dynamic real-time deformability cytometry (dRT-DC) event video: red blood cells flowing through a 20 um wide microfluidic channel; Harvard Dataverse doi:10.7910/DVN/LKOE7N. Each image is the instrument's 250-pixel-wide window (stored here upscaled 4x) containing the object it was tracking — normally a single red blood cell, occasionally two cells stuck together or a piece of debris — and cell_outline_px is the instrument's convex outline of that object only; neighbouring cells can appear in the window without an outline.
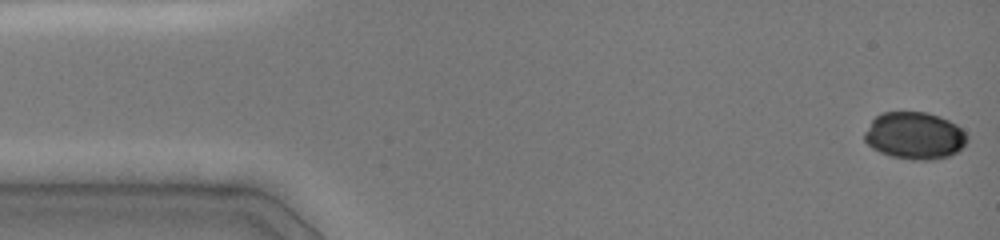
{"species": "common noctule bat (a hibernating species)", "species_latin": "Nyctalus noctula", "temperature_condition": "cold", "stored_images_in_passage": 42, "camera_frame_rate_fps": 3000, "um_per_image_px": 0.085, "animal": {"sex": "female", "body_mass_g": 19.0, "forearm_length_mm": 51.5}, "frame": {"image": 1, "passage_image": 1, "time_ms": 0.0, "image_size_px": [1000, 240], "cell_outline_px": [[968, 140], [956, 152], [948, 156], [932, 160], [912, 160], [892, 156], [880, 152], [872, 148], [864, 140], [864, 132], [872, 120], [876, 116], [884, 112], [928, 112], [940, 116], [956, 124], [968, 136]], "centroid_in_image_um": [77.73, 11.53], "position_along_channel_um": 7.3, "area_um2": 28.21}}
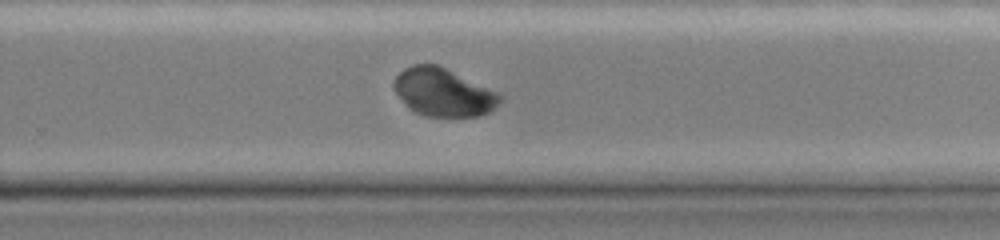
{"frame": {"image": 2, "passage_image": 34, "time_ms": 10.0, "image_size_px": [1000, 240], "cell_outline_px": [[504, 100], [488, 112], [476, 116], [424, 116], [408, 108], [392, 88], [392, 84], [396, 76], [404, 68], [412, 64], [436, 64], [496, 92], [504, 96]], "centroid_in_image_um": [37.64, 7.85], "position_along_channel_um": 292.2, "area_um2": 29.36}}
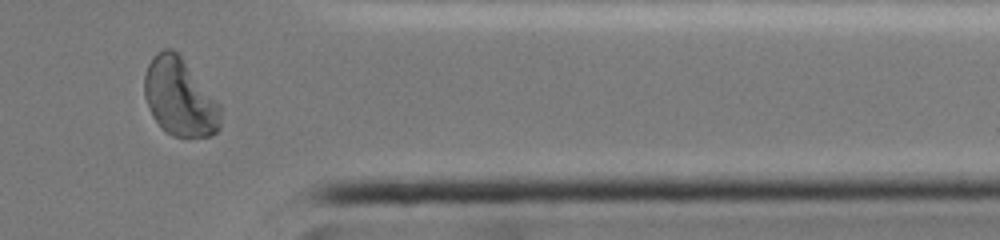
{"frame": {"image": 3, "passage_image": 38, "time_ms": 12.667, "image_size_px": [1000, 240], "cell_outline_px": [[220, 128], [212, 136], [184, 140], [172, 136], [164, 132], [160, 128], [152, 116], [148, 108], [144, 96], [144, 76], [148, 64], [152, 56], [156, 52], [164, 48], [172, 48], [180, 56], [220, 104]], "centroid_in_image_um": [15.25, 8.34], "position_along_channel_um": 396.1, "area_um2": 35.14}}